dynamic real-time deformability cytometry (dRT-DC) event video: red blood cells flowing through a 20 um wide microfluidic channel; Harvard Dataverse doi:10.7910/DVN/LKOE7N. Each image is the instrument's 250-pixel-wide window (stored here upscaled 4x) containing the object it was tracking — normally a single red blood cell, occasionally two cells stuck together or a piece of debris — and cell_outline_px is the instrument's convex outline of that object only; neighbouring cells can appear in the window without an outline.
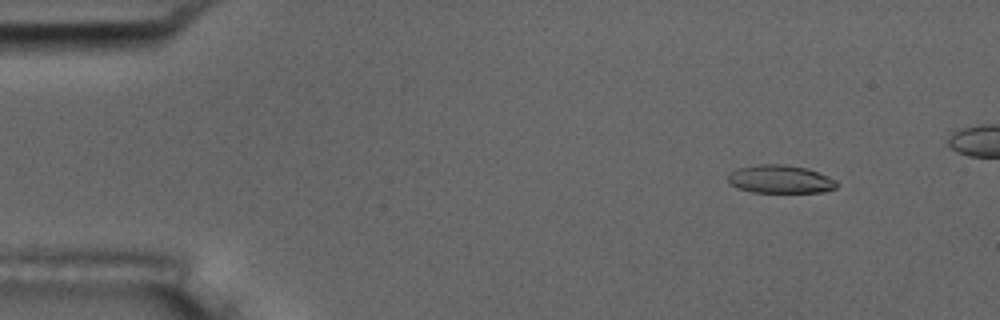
{"species": "common noctule bat (a hibernating species)", "species_latin": "Nyctalus noctula", "temperature_condition": "room temperature", "stored_images_in_passage": 53, "camera_frame_rate_fps": 3000, "um_per_image_px": 0.085, "animal": {"sex": "male", "body_mass_g": 17.5, "forearm_length_mm": 52.3}, "frame": {"image": 1, "passage_image": 7, "time_ms": 2.0, "image_size_px": [1000, 320], "cell_outline_px": [[840, 184], [836, 188], [824, 192], [752, 192], [740, 188], [732, 184], [728, 180], [728, 176], [736, 168], [756, 164], [780, 164], [804, 168], [828, 176]], "centroid_in_image_um": [66.33, 15.23], "position_along_channel_um": 18.7, "area_um2": 17.63}}
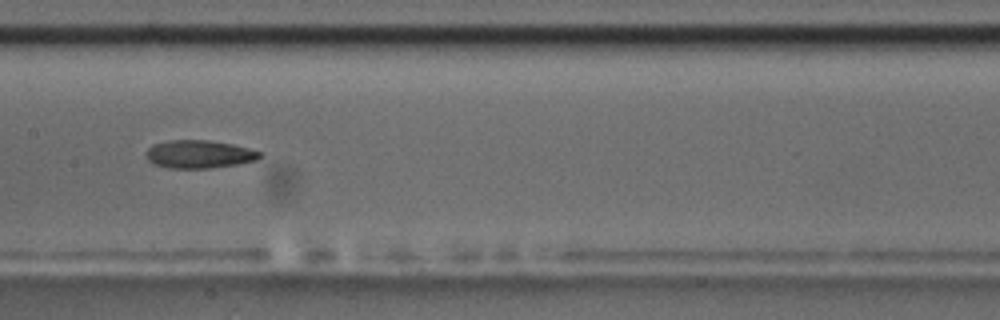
{"frame": {"image": 2, "passage_image": 29, "time_ms": 9.333, "image_size_px": [1000, 320], "cell_outline_px": [[264, 156], [256, 160], [236, 164], [208, 168], [168, 168], [152, 164], [148, 160], [144, 152], [152, 144], [168, 140], [208, 140], [232, 144], [264, 152]], "centroid_in_image_um": [16.91, 13.1], "position_along_channel_um": 190.5, "area_um2": 18.79}}
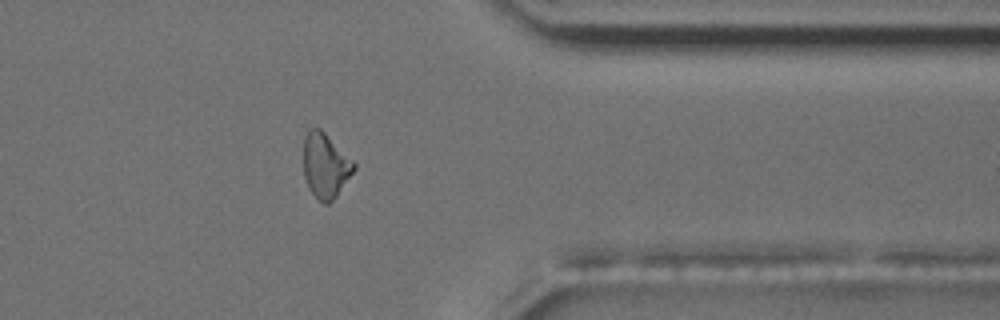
{"frame": {"image": 3, "passage_image": 46, "time_ms": 15.0, "image_size_px": [1000, 320], "cell_outline_px": [[356, 168], [336, 196], [328, 204], [324, 204], [308, 188], [304, 176], [304, 136], [312, 128], [320, 128], [356, 164]], "centroid_in_image_um": [27.65, 14.08], "position_along_channel_um": 383.7, "area_um2": 18.67}, "authors_computed_cell_mechanics": {"area_um2": 18.6694, "velocity_mm_per_s": 3.6201, "shape_relaxation_time_tau1_ms": null, "shape_relaxation_time_tau2_ms": 4.5887, "deformation_change_tau1": null, "deformation_change_tau2": 0.1209}}